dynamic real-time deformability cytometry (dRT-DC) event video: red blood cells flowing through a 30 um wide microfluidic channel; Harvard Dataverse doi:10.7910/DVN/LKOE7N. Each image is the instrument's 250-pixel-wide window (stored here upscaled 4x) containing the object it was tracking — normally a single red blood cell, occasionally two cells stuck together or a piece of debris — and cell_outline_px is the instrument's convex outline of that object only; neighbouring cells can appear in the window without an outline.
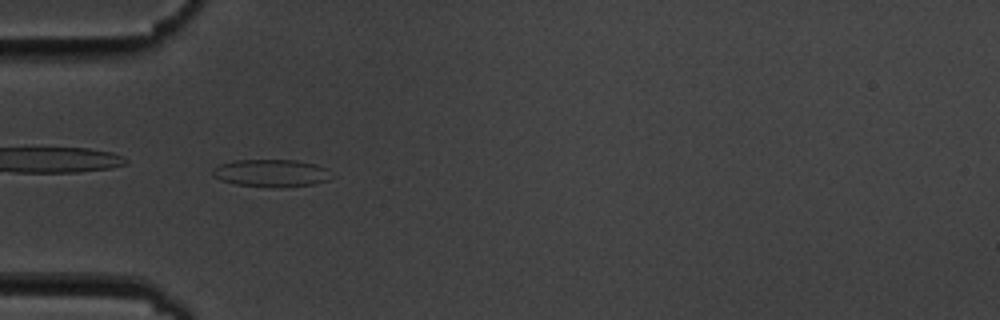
{"species": "common noctule bat (a hibernating species)", "species_latin": "Nyctalus noctula", "temperature_condition": "cold", "stored_images_in_passage": 11, "camera_frame_rate_fps": 3000, "um_per_image_px": 0.085, "animal": {"sex": "male", "body_mass_g": 19.5, "forearm_length_mm": 54.6}, "frame": {"image": 1, "passage_image": 5, "time_ms": 5.333, "image_size_px": [1000, 320], "cell_outline_px": [[328, 180], [312, 184], [280, 188], [236, 184], [220, 180], [212, 176], [212, 168], [220, 164], [236, 160], [296, 160], [316, 164], [324, 168]], "centroid_in_image_um": [22.96, 14.71], "position_along_channel_um": 62.0, "area_um2": 18.79}}
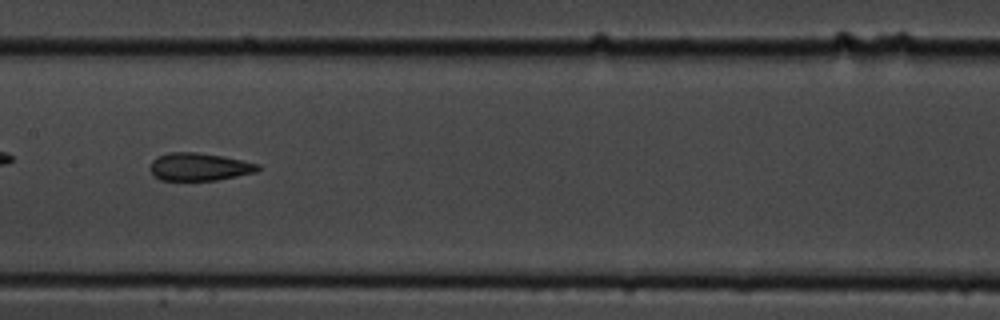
{"frame": {"image": 2, "passage_image": 8, "time_ms": 9.0, "image_size_px": [1000, 320], "cell_outline_px": [[260, 168], [256, 172], [216, 180], [160, 180], [152, 176], [148, 168], [152, 160], [156, 156], [168, 152], [196, 152], [220, 156], [260, 164]], "centroid_in_image_um": [16.85, 14.18], "position_along_channel_um": 190.5, "area_um2": 17.51}}
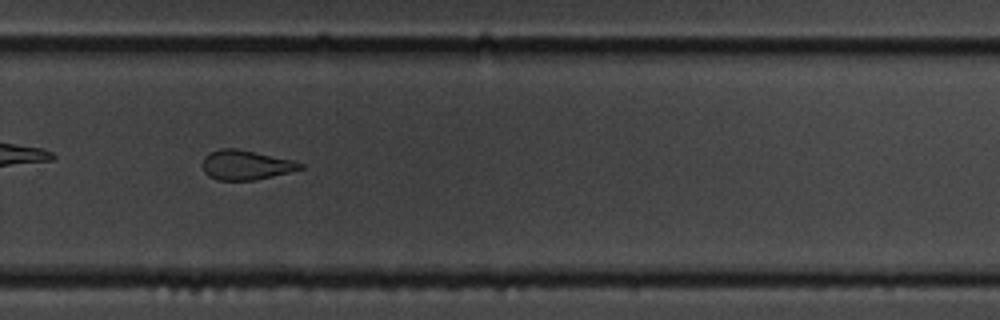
{"frame": {"image": 3, "passage_image": 11, "time_ms": 12.333, "image_size_px": [1000, 320], "cell_outline_px": [[304, 168], [256, 180], [216, 180], [208, 176], [204, 172], [200, 164], [204, 156], [208, 152], [220, 148], [236, 148], [292, 160], [304, 164]], "centroid_in_image_um": [20.82, 14.02], "position_along_channel_um": 309.0, "area_um2": 16.99}}